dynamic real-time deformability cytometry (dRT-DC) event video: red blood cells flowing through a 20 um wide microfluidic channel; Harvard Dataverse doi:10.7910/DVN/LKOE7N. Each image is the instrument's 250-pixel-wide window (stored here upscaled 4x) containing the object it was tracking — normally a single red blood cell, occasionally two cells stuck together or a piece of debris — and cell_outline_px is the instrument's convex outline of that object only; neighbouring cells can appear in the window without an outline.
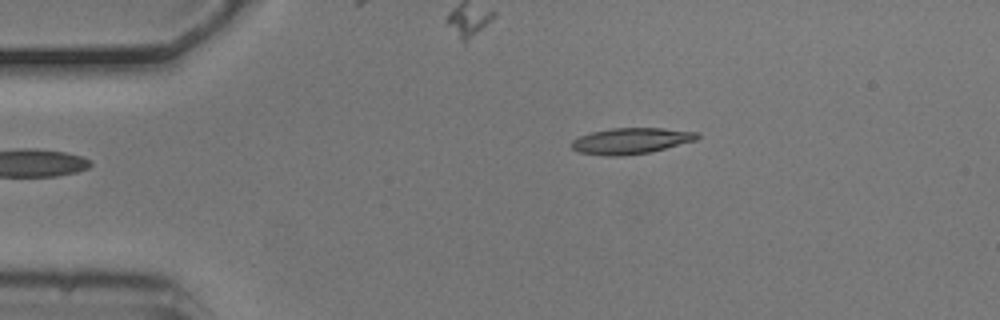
{"species": "common noctule bat (a hibernating species)", "species_latin": "Nyctalus noctula", "temperature_condition": "cold", "stored_images_in_passage": 5, "camera_frame_rate_fps": 3000, "um_per_image_px": 0.085, "animal": {"sex": "male", "body_mass_g": 20.5, "forearm_length_mm": 52.5}, "frame": {"image": 1, "passage_image": 5, "time_ms": 1.333, "image_size_px": [1000, 320], "cell_outline_px": [[700, 136], [696, 140], [648, 152], [620, 156], [608, 156], [580, 152], [572, 148], [572, 140], [580, 136], [592, 132], [612, 128], [664, 128], [700, 132]], "centroid_in_image_um": [53.65, 11.96], "position_along_channel_um": 31.3, "area_um2": 18.84}}